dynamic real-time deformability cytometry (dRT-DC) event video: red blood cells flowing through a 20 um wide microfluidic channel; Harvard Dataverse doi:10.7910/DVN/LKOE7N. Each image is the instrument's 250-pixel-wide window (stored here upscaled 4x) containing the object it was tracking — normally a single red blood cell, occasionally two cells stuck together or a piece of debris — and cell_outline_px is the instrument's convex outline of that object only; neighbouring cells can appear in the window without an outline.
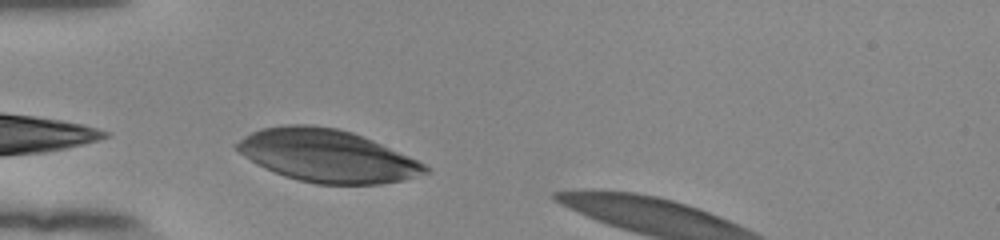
{"species": "human", "species_latin": "Homo sapiens", "temperature_condition": "room temperature", "stored_images_in_passage": 24, "camera_frame_rate_fps": 3000, "um_per_image_px": 0.085, "donor": {"sex": "female"}, "frame": {"image": 1, "passage_image": 1, "time_ms": 0.0, "image_size_px": [1000, 240], "cell_outline_px": [[432, 172], [404, 180], [380, 184], [316, 184], [284, 176], [256, 164], [244, 156], [232, 144], [244, 136], [260, 128], [284, 124], [312, 124], [336, 128], [352, 132], [372, 140], [408, 156], [424, 164]], "centroid_in_image_um": [27.77, 13.23], "position_along_channel_um": 57.2, "area_um2": 57.57}}
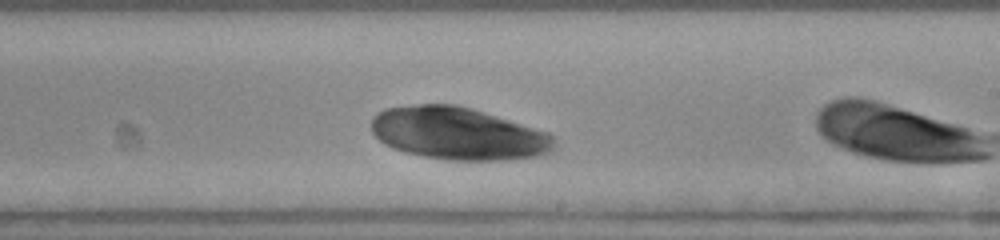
{"frame": {"image": 2, "passage_image": 14, "time_ms": 4.333, "image_size_px": [1000, 240], "cell_outline_px": [[552, 152], [540, 156], [508, 160], [448, 160], [424, 156], [404, 152], [392, 148], [384, 144], [372, 132], [372, 120], [384, 108], [416, 104], [456, 104], [472, 108], [548, 132], [552, 136]], "centroid_in_image_um": [38.93, 11.35], "position_along_channel_um": 250.1, "area_um2": 55.83}}
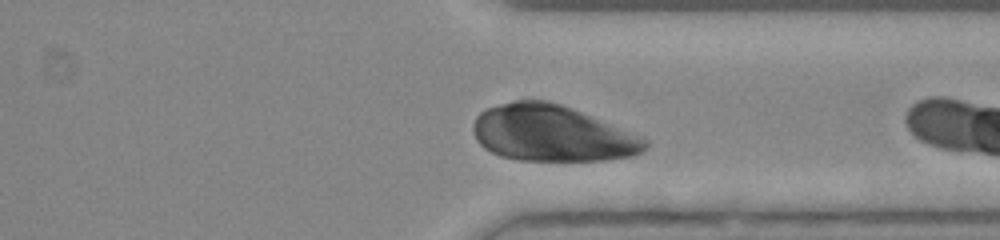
{"frame": {"image": 3, "passage_image": 23, "time_ms": 7.333, "image_size_px": [1000, 240], "cell_outline_px": [[648, 148], [632, 156], [608, 160], [520, 160], [500, 156], [484, 148], [476, 140], [472, 128], [472, 124], [476, 116], [480, 112], [488, 108], [500, 104], [516, 100], [548, 100], [572, 108], [644, 136], [648, 140]], "centroid_in_image_um": [46.94, 11.33], "position_along_channel_um": 364.5, "area_um2": 56.59}}